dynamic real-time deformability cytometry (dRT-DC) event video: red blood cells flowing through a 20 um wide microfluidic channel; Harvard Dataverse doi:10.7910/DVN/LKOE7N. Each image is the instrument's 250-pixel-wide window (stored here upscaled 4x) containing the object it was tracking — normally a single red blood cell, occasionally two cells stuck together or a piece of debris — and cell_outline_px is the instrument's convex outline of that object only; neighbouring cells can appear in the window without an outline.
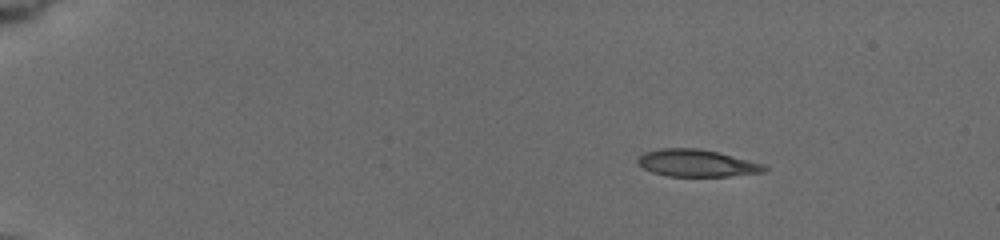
{"species": "common noctule bat (a hibernating species)", "species_latin": "Nyctalus noctula", "temperature_condition": "cold", "stored_images_in_passage": 45, "camera_frame_rate_fps": 3000, "um_per_image_px": 0.085, "animal": {"sex": "female", "body_mass_g": 19.5, "forearm_length_mm": 54.1}, "frame": {"image": 1, "passage_image": 1, "time_ms": 0.0, "image_size_px": [1000, 240], "cell_outline_px": [[768, 172], [728, 176], [668, 176], [652, 172], [644, 168], [636, 160], [644, 152], [660, 148], [696, 148], [716, 152], [764, 164], [768, 168]], "centroid_in_image_um": [59.24, 13.87], "position_along_channel_um": 25.8, "area_um2": 19.88}}
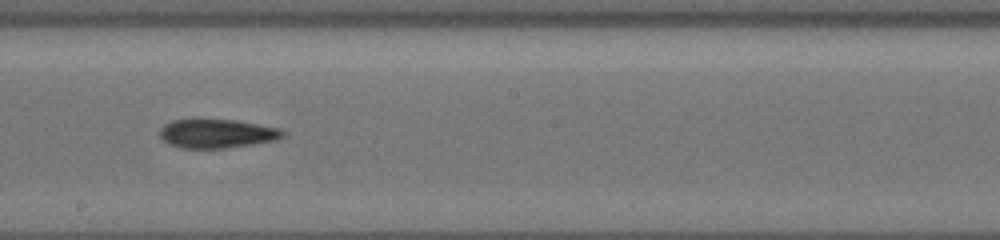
{"frame": {"image": 2, "passage_image": 27, "time_ms": 8.333, "image_size_px": [1000, 240], "cell_outline_px": [[288, 132], [284, 136], [276, 140], [252, 144], [224, 148], [180, 148], [168, 144], [160, 136], [160, 128], [164, 124], [172, 120], [192, 116], [196, 116], [236, 120], [280, 128]], "centroid_in_image_um": [18.4, 11.3], "position_along_channel_um": 229.8, "area_um2": 21.68}}
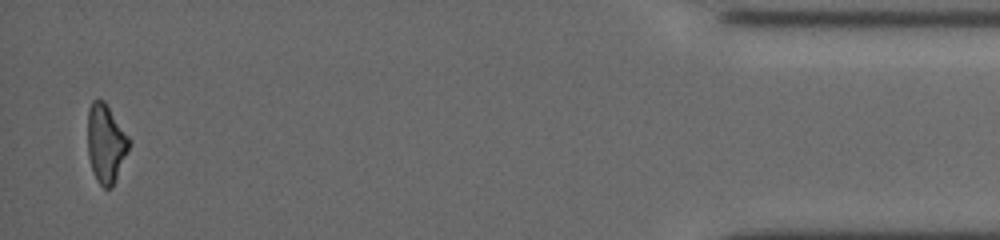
{"frame": {"image": 3, "passage_image": 45, "time_ms": 15.333, "image_size_px": [1000, 240], "cell_outline_px": [[132, 144], [116, 180], [112, 188], [104, 188], [96, 180], [92, 172], [88, 156], [88, 108], [92, 100], [104, 100], [132, 140]], "centroid_in_image_um": [9.02, 12.21], "position_along_channel_um": 426.2, "area_um2": 19.42}, "authors_computed_cell_mechanics": {"area_um2": 20.8658, "velocity_mm_per_s": 3.7743, "shape_relaxation_time_tau1_ms": 6.0218, "shape_relaxation_time_tau2_ms": 5.3736, "deformation_change_tau1": 0.174, "deformation_change_tau2": 0.1479}}